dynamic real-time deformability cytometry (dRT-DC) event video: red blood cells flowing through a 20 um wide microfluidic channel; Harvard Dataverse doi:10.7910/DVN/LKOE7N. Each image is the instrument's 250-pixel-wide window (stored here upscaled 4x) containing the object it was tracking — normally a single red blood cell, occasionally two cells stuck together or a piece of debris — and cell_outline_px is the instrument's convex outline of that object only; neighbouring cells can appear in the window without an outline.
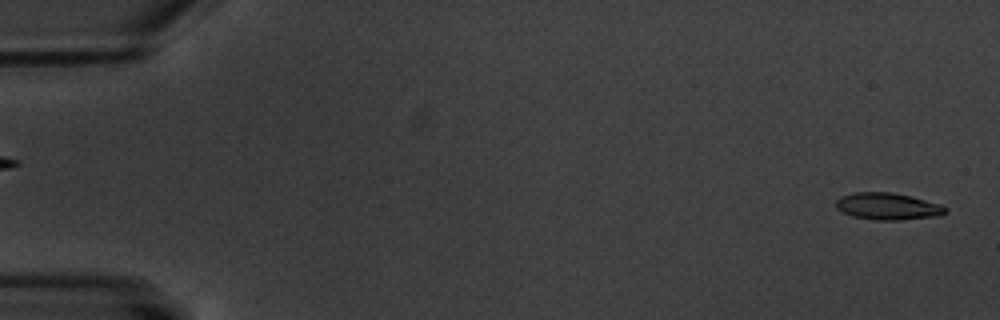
{"species": "common noctule bat (a hibernating species)", "species_latin": "Nyctalus noctula", "temperature_condition": "warm", "stored_images_in_passage": 5, "segment_of_instrument_passage": [2, 2], "camera_frame_rate_fps": 3000, "um_per_image_px": 0.085, "animal": {"sex": "male", "body_mass_g": 20.1, "forearm_length_mm": 53.5}, "frame": {"image": 1, "passage_image": 5, "time_ms": 4.667, "image_size_px": [1000, 320], "cell_outline_px": [[948, 212], [940, 216], [896, 220], [876, 220], [852, 216], [836, 208], [836, 200], [840, 196], [852, 192], [892, 192], [912, 196], [940, 204], [948, 208]], "centroid_in_image_um": [75.48, 17.53], "position_along_channel_um": 9.5, "area_um2": 17.34}}